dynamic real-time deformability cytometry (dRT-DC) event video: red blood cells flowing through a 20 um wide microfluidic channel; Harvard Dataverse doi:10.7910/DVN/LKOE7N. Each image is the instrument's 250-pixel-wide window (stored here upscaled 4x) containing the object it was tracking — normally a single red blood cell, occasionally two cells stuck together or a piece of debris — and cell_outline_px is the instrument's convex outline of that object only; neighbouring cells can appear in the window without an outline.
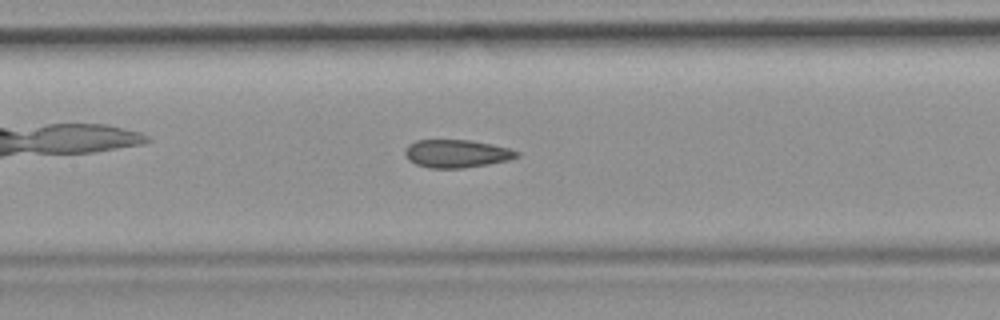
{"species": "common noctule bat (a hibernating species)", "species_latin": "Nyctalus noctula", "temperature_condition": "room temperature", "stored_images_in_passage": 49, "camera_frame_rate_fps": 3000, "um_per_image_px": 0.085, "animal": {"sex": "female", "body_mass_g": 19.9}, "frame": {"image": 1, "passage_image": 22, "time_ms": 7.0, "image_size_px": [1000, 320], "cell_outline_px": [[520, 156], [508, 160], [488, 164], [464, 168], [428, 168], [416, 164], [408, 160], [404, 152], [404, 148], [408, 144], [416, 140], [468, 140], [492, 144], [508, 148], [520, 152]], "centroid_in_image_um": [38.79, 13.06], "position_along_channel_um": 168.6, "area_um2": 18.32}}